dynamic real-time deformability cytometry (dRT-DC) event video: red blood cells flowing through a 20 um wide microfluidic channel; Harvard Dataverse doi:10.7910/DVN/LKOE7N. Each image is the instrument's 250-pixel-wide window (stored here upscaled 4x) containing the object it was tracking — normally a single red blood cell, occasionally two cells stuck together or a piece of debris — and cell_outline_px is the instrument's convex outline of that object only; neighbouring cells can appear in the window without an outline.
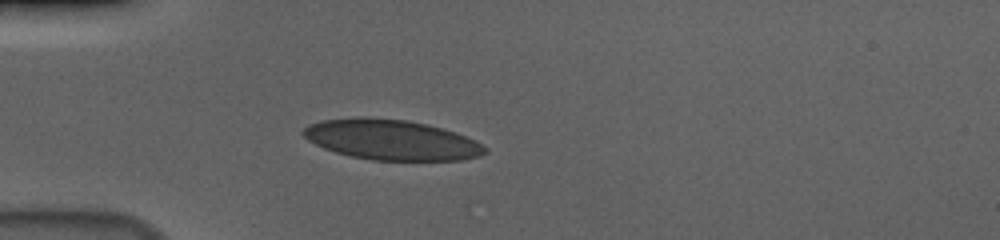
{"species": "human", "species_latin": "Homo sapiens", "temperature_condition": "cold", "stored_images_in_passage": 33, "camera_frame_rate_fps": 3000, "um_per_image_px": 0.085, "donor": {"sex": "male"}, "frame": {"image": 1, "passage_image": 1, "time_ms": 0.0, "image_size_px": [1000, 240], "cell_outline_px": [[488, 152], [480, 156], [460, 160], [372, 160], [352, 156], [336, 152], [324, 148], [308, 140], [300, 132], [308, 124], [320, 120], [356, 116], [360, 116], [408, 120], [428, 124], [464, 136], [488, 148]], "centroid_in_image_um": [33.21, 11.87], "position_along_channel_um": 51.8, "area_um2": 42.6}}
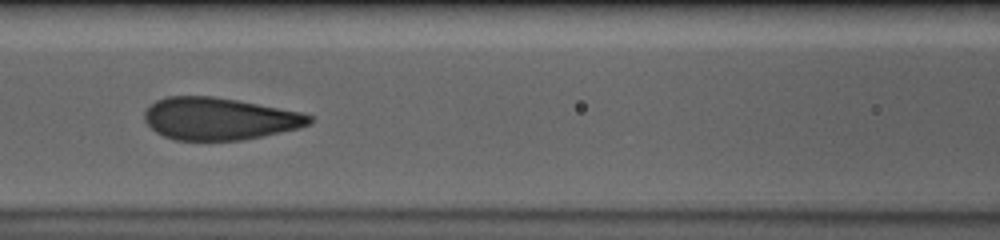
{"frame": {"image": 2, "passage_image": 10, "time_ms": 3.0, "image_size_px": [1000, 240], "cell_outline_px": [[312, 124], [300, 128], [240, 140], [176, 140], [164, 136], [156, 132], [144, 120], [144, 112], [156, 100], [168, 96], [212, 96], [236, 100], [304, 112], [312, 116]], "centroid_in_image_um": [18.66, 10.09], "position_along_channel_um": 147.9, "area_um2": 40.52}}
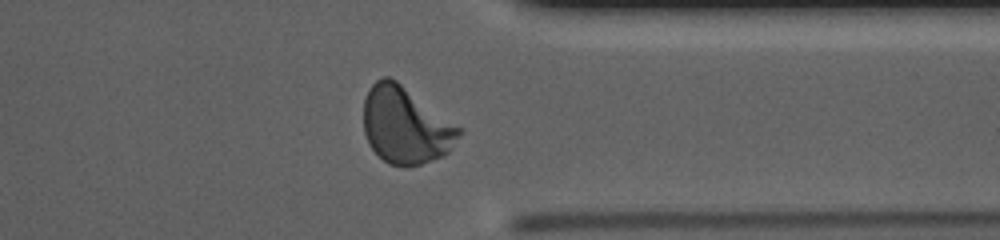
{"frame": {"image": 3, "passage_image": 29, "time_ms": 9.333, "image_size_px": [1000, 240], "cell_outline_px": [[464, 132], [448, 152], [444, 156], [408, 168], [404, 168], [388, 164], [368, 144], [364, 132], [364, 100], [368, 88], [376, 80], [384, 76], [388, 76], [396, 80], [464, 128]], "centroid_in_image_um": [34.51, 10.66], "position_along_channel_um": 376.9, "area_um2": 43.41}, "authors_computed_cell_mechanics": {"area_um2": 41.5582, "velocity_mm_per_s": 3.6665, "shape_relaxation_time_tau1_ms": 4.1973, "shape_relaxation_time_tau2_ms": null, "deformation_change_tau1": 0.1492, "deformation_change_tau2": null}}